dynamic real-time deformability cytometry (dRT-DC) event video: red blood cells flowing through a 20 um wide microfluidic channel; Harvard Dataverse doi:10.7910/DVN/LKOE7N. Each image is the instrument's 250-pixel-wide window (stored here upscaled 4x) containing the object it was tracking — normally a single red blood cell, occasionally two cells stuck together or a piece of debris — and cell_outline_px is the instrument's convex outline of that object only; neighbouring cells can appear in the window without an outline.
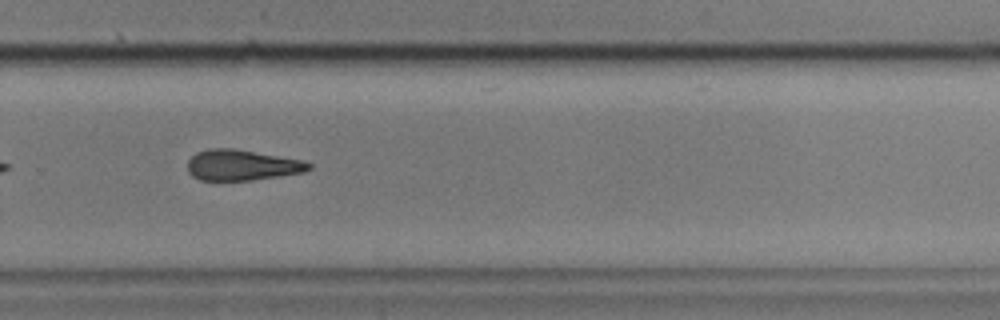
{"species": "common noctule bat (a hibernating species)", "species_latin": "Nyctalus noctula", "temperature_condition": "cold", "stored_images_in_passage": 25, "camera_frame_rate_fps": 3000, "um_per_image_px": 0.085, "animal": {"sex": "male", "body_mass_g": 17.9, "forearm_length_mm": 54.2}, "frame": {"image": 1, "passage_image": 22, "time_ms": 7.0, "image_size_px": [1000, 320], "cell_outline_px": [[312, 168], [304, 172], [252, 180], [200, 180], [192, 176], [188, 172], [188, 160], [196, 152], [208, 148], [232, 148], [304, 160], [312, 164]], "centroid_in_image_um": [20.56, 14.03], "position_along_channel_um": 309.2, "area_um2": 21.73}}